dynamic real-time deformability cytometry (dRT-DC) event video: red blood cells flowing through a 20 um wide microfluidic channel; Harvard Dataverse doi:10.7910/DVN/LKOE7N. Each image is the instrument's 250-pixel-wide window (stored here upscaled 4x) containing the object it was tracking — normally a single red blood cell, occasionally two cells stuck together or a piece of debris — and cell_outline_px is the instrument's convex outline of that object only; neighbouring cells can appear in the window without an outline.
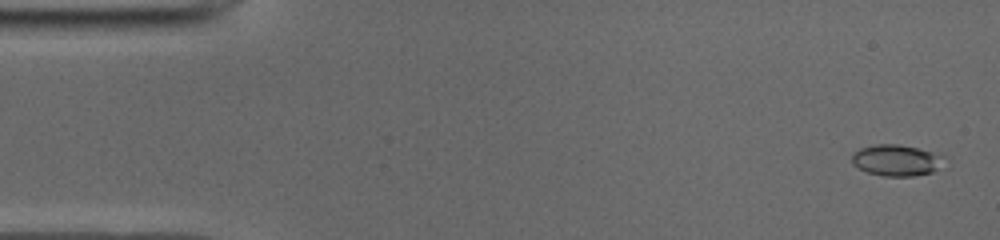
{"species": "common noctule bat (a hibernating species)", "species_latin": "Nyctalus noctula", "temperature_condition": "cold", "stored_images_in_passage": 45, "camera_frame_rate_fps": 3000, "um_per_image_px": 0.085, "animal": {"sex": "male", "body_mass_g": 19.0, "forearm_length_mm": 50.8}, "frame": {"image": 1, "passage_image": 2, "time_ms": 0.333, "image_size_px": [1000, 240], "cell_outline_px": [[940, 156], [936, 168], [932, 172], [912, 176], [884, 176], [868, 172], [852, 164], [852, 152], [860, 148], [876, 144], [896, 144], [916, 148]], "centroid_in_image_um": [76.04, 13.62], "position_along_channel_um": 9.0, "area_um2": 16.07}}
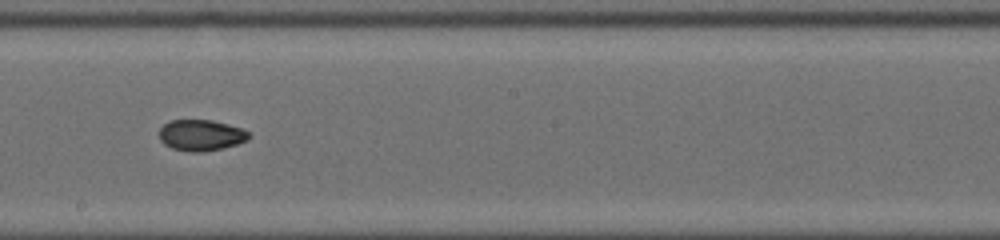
{"frame": {"image": 2, "passage_image": 28, "time_ms": 9.0, "image_size_px": [1000, 240], "cell_outline_px": [[252, 136], [248, 140], [224, 148], [204, 152], [192, 152], [172, 148], [164, 144], [160, 140], [160, 128], [168, 120], [212, 120], [228, 124], [240, 128], [248, 132]], "centroid_in_image_um": [17.09, 11.49], "position_along_channel_um": 231.1, "area_um2": 16.3}}
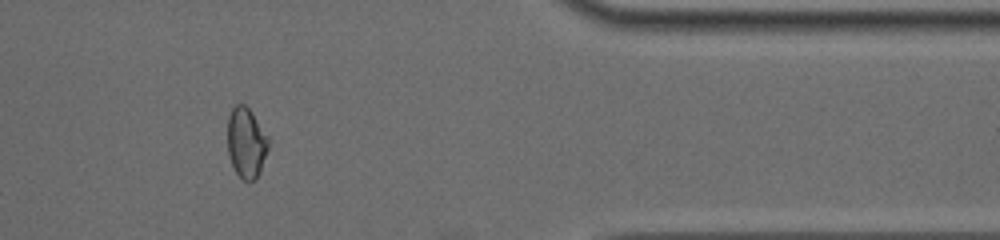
{"frame": {"image": 3, "passage_image": 42, "time_ms": 13.667, "image_size_px": [1000, 240], "cell_outline_px": [[268, 148], [260, 172], [256, 180], [248, 184], [236, 172], [228, 156], [228, 116], [232, 108], [236, 104], [244, 104], [252, 112], [268, 140]], "centroid_in_image_um": [20.91, 12.17], "position_along_channel_um": 390.5, "area_um2": 16.65}}